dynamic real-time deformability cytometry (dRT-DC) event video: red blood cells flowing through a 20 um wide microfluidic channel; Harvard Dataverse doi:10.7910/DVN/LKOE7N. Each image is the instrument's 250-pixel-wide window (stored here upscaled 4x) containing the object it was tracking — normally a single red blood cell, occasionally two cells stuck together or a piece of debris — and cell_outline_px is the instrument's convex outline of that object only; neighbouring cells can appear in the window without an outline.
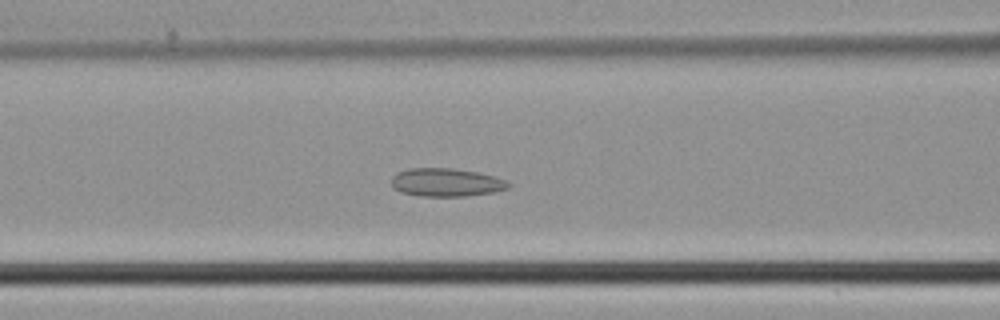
{"species": "common noctule bat (a hibernating species)", "species_latin": "Nyctalus noctula", "temperature_condition": "cold", "stored_images_in_passage": 48, "camera_frame_rate_fps": 3000, "um_per_image_px": 0.085, "animal": {"sex": "male", "body_mass_g": 21.5, "forearm_length_mm": 52.0}, "frame": {"image": 1, "passage_image": 20, "time_ms": 6.333, "image_size_px": [1000, 320], "cell_outline_px": [[512, 184], [508, 188], [496, 192], [468, 196], [420, 196], [400, 192], [392, 188], [392, 176], [396, 172], [408, 168], [452, 168], [476, 172], [496, 176]], "centroid_in_image_um": [37.92, 15.5], "position_along_channel_um": 128.7, "area_um2": 19.48}}
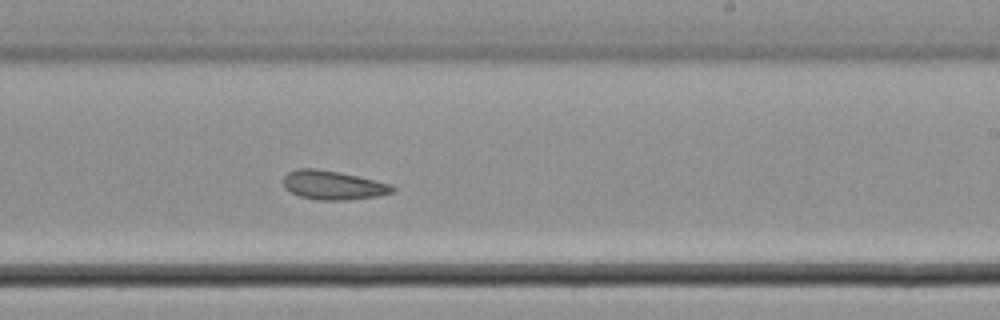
{"frame": {"image": 2, "passage_image": 29, "time_ms": 9.333, "image_size_px": [1000, 320], "cell_outline_px": [[396, 192], [380, 196], [348, 200], [320, 200], [300, 196], [284, 188], [284, 176], [288, 172], [296, 168], [312, 168], [336, 172], [356, 176], [392, 184], [396, 188]], "centroid_in_image_um": [28.35, 15.75], "position_along_channel_um": 260.7, "area_um2": 18.38}}
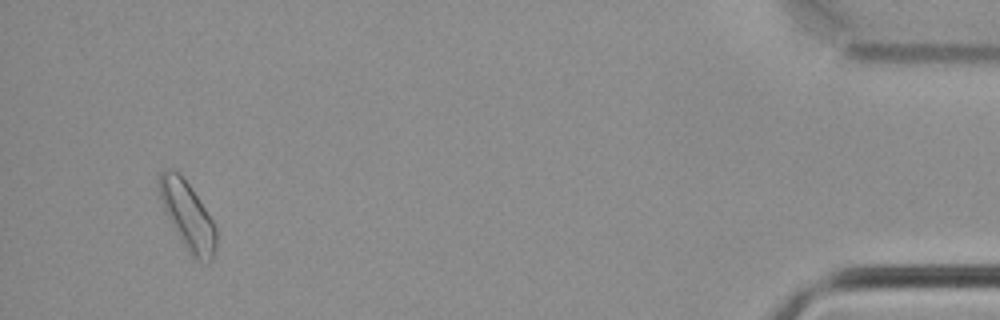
{"frame": {"image": 3, "passage_image": 45, "time_ms": 14.667, "image_size_px": [1000, 320], "cell_outline_px": [[216, 248], [212, 260], [208, 264], [204, 264], [196, 260], [188, 252], [176, 232], [164, 208], [156, 188], [156, 184], [160, 172], [164, 168], [172, 168], [188, 184], [212, 220], [216, 228]], "centroid_in_image_um": [15.93, 18.35], "position_along_channel_um": 419.3, "area_um2": 22.37}}